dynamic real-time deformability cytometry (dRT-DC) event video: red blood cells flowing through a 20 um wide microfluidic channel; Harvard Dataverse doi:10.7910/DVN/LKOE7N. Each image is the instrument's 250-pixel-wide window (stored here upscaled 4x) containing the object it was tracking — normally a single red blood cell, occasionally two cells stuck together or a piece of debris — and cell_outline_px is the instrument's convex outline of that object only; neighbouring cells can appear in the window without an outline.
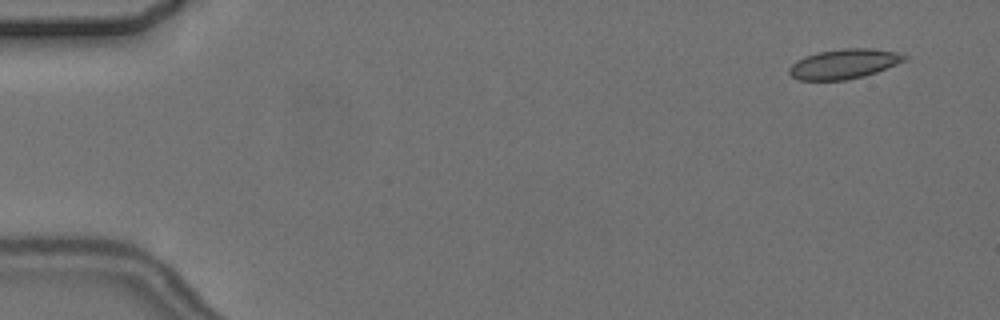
{"species": "common noctule bat (a hibernating species)", "species_latin": "Nyctalus noctula", "temperature_condition": "cold", "stored_images_in_passage": 6, "camera_frame_rate_fps": 3000, "um_per_image_px": 0.085, "animal": {"sex": "female", "body_mass_g": 24.6, "forearm_length_mm": 56.2}, "frame": {"image": 1, "passage_image": 2, "time_ms": 1.0, "image_size_px": [1000, 320], "cell_outline_px": [[908, 60], [876, 72], [864, 76], [844, 80], [800, 80], [792, 76], [788, 72], [788, 68], [796, 60], [804, 56], [816, 52], [844, 48], [872, 48], [896, 52], [908, 56]], "centroid_in_image_um": [71.74, 5.42], "position_along_channel_um": 13.3, "area_um2": 20.11}}
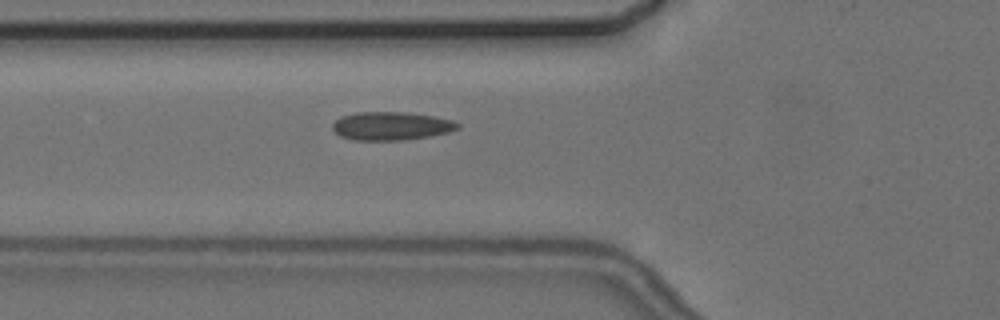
{"frame": {"image": 2, "passage_image": 6, "time_ms": 6.667, "image_size_px": [1000, 320], "cell_outline_px": [[460, 128], [448, 132], [428, 136], [400, 140], [352, 140], [340, 136], [332, 128], [332, 124], [340, 116], [356, 112], [408, 112], [432, 116], [452, 120], [460, 124]], "centroid_in_image_um": [33.22, 10.7], "position_along_channel_um": 92.6, "area_um2": 20.63}}